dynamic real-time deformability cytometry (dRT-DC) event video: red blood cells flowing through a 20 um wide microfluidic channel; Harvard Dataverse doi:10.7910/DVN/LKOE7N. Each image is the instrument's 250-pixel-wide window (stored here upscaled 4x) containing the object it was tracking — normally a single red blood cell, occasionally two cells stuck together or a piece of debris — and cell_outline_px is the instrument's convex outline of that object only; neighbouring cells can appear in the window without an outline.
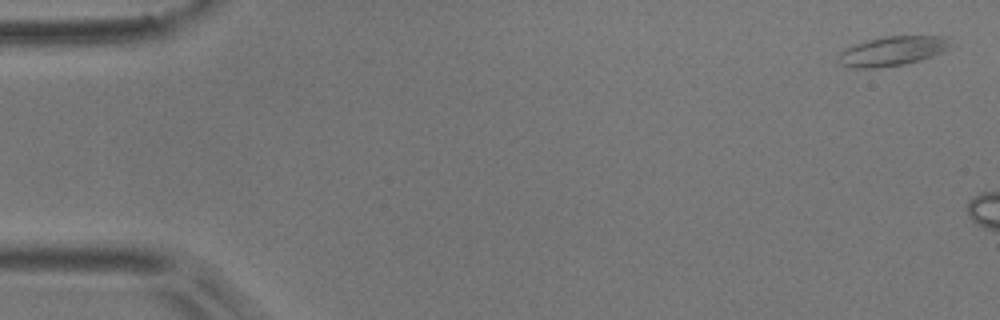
{"species": "common noctule bat (a hibernating species)", "species_latin": "Nyctalus noctula", "temperature_condition": "room temperature", "stored_images_in_passage": 3, "camera_frame_rate_fps": 3000, "um_per_image_px": 0.085, "animal": {"sex": "male", "body_mass_g": 17.9}, "frame": {"image": 1, "passage_image": 1, "time_ms": 0.0, "image_size_px": [1000, 320], "cell_outline_px": [[952, 48], [932, 56], [920, 60], [904, 64], [876, 68], [852, 68], [840, 64], [836, 60], [840, 52], [844, 48], [868, 40], [884, 36], [948, 36]], "centroid_in_image_um": [75.85, 4.34], "position_along_channel_um": 9.1, "area_um2": 19.42}}